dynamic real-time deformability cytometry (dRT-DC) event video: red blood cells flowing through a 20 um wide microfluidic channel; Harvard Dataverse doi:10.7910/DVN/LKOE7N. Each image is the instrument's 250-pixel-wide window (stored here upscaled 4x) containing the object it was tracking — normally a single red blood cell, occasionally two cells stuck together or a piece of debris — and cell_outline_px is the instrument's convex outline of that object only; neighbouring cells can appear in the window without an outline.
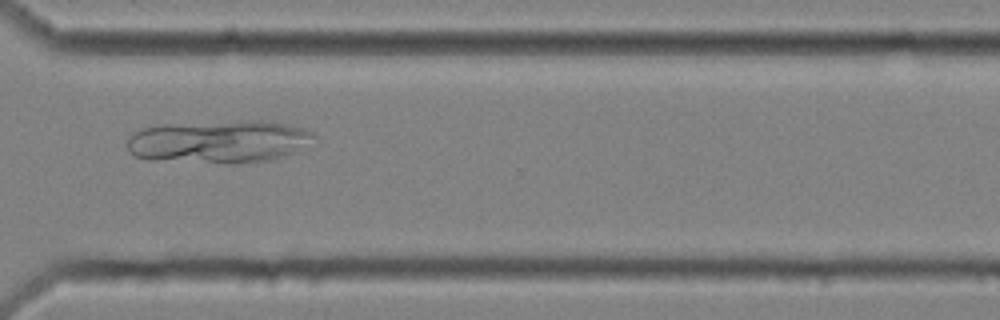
{"species": "common noctule bat (a hibernating species)", "species_latin": "Nyctalus noctula", "temperature_condition": "cold", "stored_images_in_passage": 14, "camera_frame_rate_fps": 3000, "um_per_image_px": 0.085, "animal": {"sex": "female", "body_mass_g": 25.1}, "frame": {"image": 1, "passage_image": 12, "time_ms": 3.667, "image_size_px": [1000, 320], "cell_outline_px": [[316, 136], [292, 152], [284, 156], [272, 160], [228, 164], [148, 160], [136, 156], [128, 152], [124, 144], [128, 136], [144, 128], [160, 124], [244, 120], [264, 120], [304, 128], [312, 132]], "centroid_in_image_um": [18.49, 12.04], "position_along_channel_um": 352.1, "area_um2": 47.11}}